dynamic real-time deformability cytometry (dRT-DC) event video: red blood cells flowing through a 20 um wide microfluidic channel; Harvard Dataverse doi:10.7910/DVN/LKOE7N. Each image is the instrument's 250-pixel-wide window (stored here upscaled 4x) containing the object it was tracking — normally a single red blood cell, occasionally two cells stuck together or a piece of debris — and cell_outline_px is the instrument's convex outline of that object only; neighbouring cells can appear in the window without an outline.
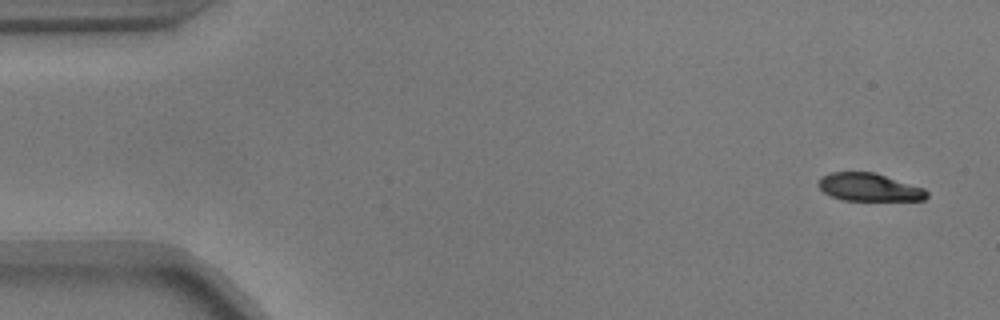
{"species": "common noctule bat (a hibernating species)", "species_latin": "Nyctalus noctula", "temperature_condition": "warm", "stored_images_in_passage": 53, "camera_frame_rate_fps": 3000, "um_per_image_px": 0.085, "animal": {"sex": "male", "body_mass_g": 17.9}, "frame": {"image": 1, "passage_image": 1, "time_ms": 0.0, "image_size_px": [1000, 320], "cell_outline_px": [[928, 196], [924, 200], [840, 200], [824, 192], [816, 184], [820, 176], [832, 172], [876, 172], [924, 188], [928, 192]], "centroid_in_image_um": [73.86, 15.9], "position_along_channel_um": 11.1, "area_um2": 17.74}}
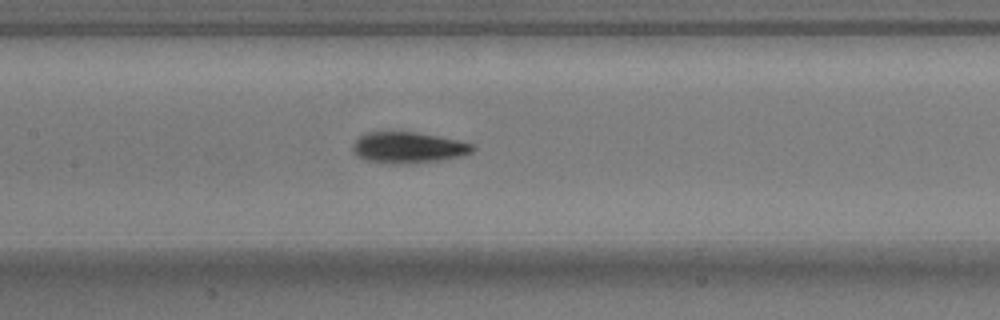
{"frame": {"image": 2, "passage_image": 24, "time_ms": 7.667, "image_size_px": [1000, 320], "cell_outline_px": [[476, 148], [472, 152], [460, 156], [440, 160], [408, 164], [380, 164], [364, 160], [356, 156], [352, 152], [352, 144], [360, 136], [368, 132], [392, 128], [440, 136], [472, 144]], "centroid_in_image_um": [34.6, 12.52], "position_along_channel_um": 172.8, "area_um2": 22.72}}
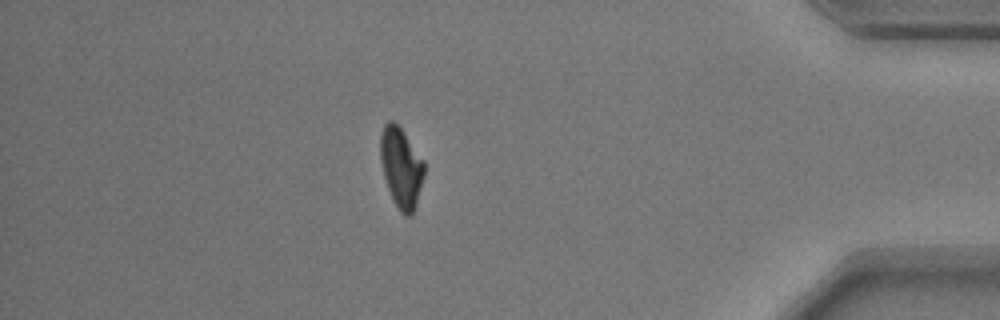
{"frame": {"image": 3, "passage_image": 46, "time_ms": 15.0, "image_size_px": [1000, 320], "cell_outline_px": [[424, 176], [416, 208], [412, 216], [404, 216], [400, 212], [392, 200], [384, 176], [380, 160], [380, 136], [384, 124], [388, 120], [392, 120], [400, 128], [424, 160]], "centroid_in_image_um": [34.1, 14.29], "position_along_channel_um": 401.1, "area_um2": 20.63}, "authors_computed_cell_mechanics": {"area_um2": 20.5768, "velocity_mm_per_s": 3.6907, "shape_relaxation_time_tau1_ms": 2.7628, "shape_relaxation_time_tau2_ms": 2.8311, "deformation_change_tau1": 0.1596, "deformation_change_tau2": 0.0667}}